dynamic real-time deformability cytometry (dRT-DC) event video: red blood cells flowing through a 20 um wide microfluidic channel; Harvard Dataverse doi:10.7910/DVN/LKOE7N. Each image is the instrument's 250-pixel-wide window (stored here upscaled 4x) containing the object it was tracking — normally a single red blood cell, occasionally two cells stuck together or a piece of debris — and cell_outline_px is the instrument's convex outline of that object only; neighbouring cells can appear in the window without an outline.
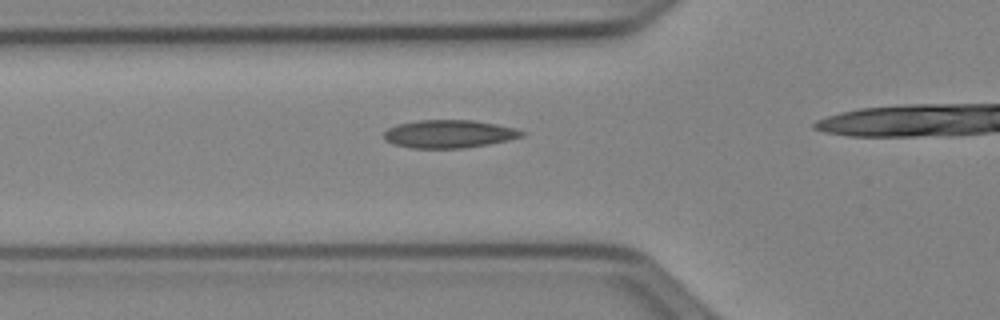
{"species": "Egyptian fruit bat (a non-hibernating species)", "species_latin": "Rousettus aegyptiacus", "temperature_condition": "cold", "stored_images_in_passage": 20, "camera_frame_rate_fps": 3000, "um_per_image_px": 0.085, "animal": {"sex": "female"}, "frame": {"image": 1, "passage_image": 6, "time_ms": 1.667, "image_size_px": [1000, 320], "cell_outline_px": [[524, 136], [508, 140], [488, 144], [464, 148], [412, 148], [392, 144], [384, 140], [384, 132], [388, 128], [396, 124], [416, 120], [472, 120], [496, 124], [516, 128], [524, 132]], "centroid_in_image_um": [38.13, 11.38], "position_along_channel_um": 87.7, "area_um2": 22.6}}
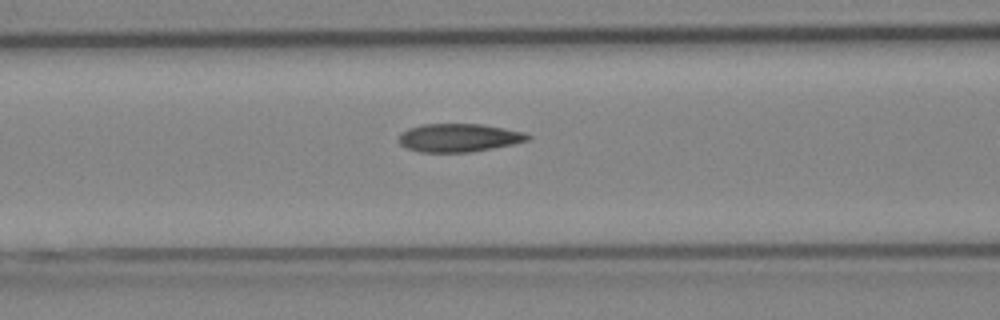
{"frame": {"image": 2, "passage_image": 9, "time_ms": 2.667, "image_size_px": [1000, 320], "cell_outline_px": [[532, 136], [528, 140], [512, 144], [492, 148], [468, 152], [420, 152], [408, 148], [400, 144], [396, 140], [400, 132], [408, 128], [420, 124], [484, 124], [524, 132]], "centroid_in_image_um": [38.95, 11.7], "position_along_channel_um": 127.6, "area_um2": 21.33}}
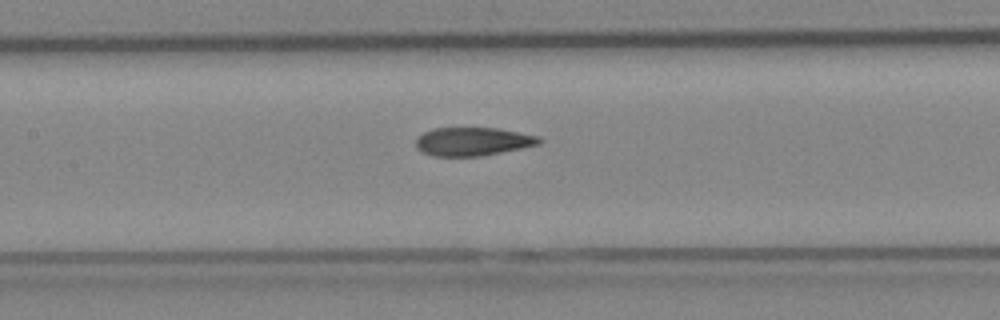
{"frame": {"image": 3, "passage_image": 12, "time_ms": 3.667, "image_size_px": [1000, 320], "cell_outline_px": [[544, 140], [540, 144], [480, 156], [436, 156], [424, 152], [416, 148], [416, 140], [424, 132], [432, 128], [500, 128], [540, 136]], "centroid_in_image_um": [40.23, 12.01], "position_along_channel_um": 167.2, "area_um2": 20.35}}